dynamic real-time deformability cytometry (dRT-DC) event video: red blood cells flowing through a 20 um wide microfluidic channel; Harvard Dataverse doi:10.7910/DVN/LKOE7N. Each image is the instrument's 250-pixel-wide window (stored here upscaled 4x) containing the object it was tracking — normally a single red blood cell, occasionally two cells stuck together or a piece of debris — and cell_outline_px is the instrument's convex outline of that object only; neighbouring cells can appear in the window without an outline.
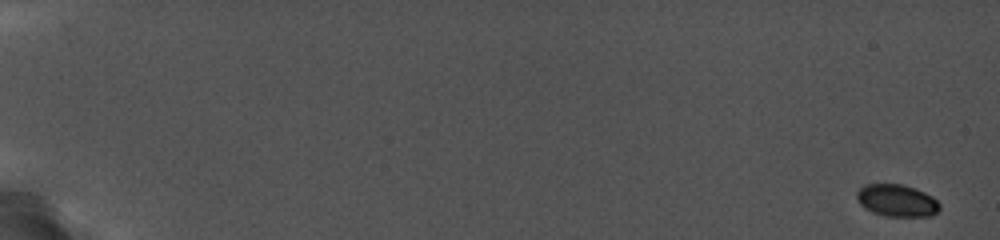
{"species": "common noctule bat (a hibernating species)", "species_latin": "Nyctalus noctula", "temperature_condition": "cold", "stored_images_in_passage": 59, "camera_frame_rate_fps": 5000, "um_per_image_px": 0.085, "animal": {"sex": "female", "body_mass_g": 19.0, "forearm_length_mm": 56.7}, "frame": {"image": 1, "passage_image": 1, "time_ms": 0.0, "image_size_px": [1000, 240], "cell_outline_px": [[940, 208], [932, 216], [888, 216], [876, 212], [860, 204], [856, 196], [856, 192], [864, 184], [900, 184], [916, 188], [932, 196], [940, 204]], "centroid_in_image_um": [76.26, 17.02], "position_along_channel_um": 8.7, "area_um2": 15.32}}
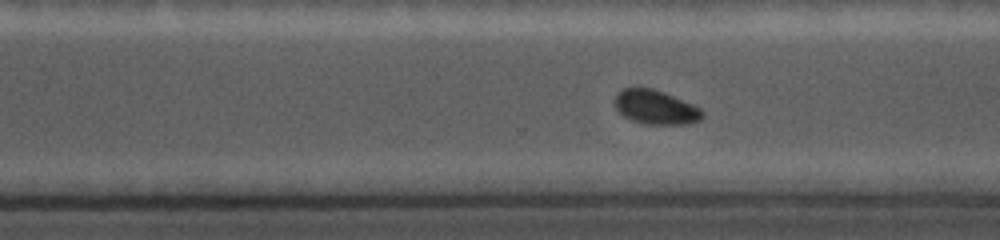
{"frame": {"image": 2, "passage_image": 53, "time_ms": 13.8, "image_size_px": [1000, 240], "cell_outline_px": [[704, 116], [700, 120], [688, 124], [648, 124], [632, 120], [624, 116], [616, 108], [616, 96], [624, 88], [652, 88], [664, 92], [692, 104], [700, 108], [704, 112]], "centroid_in_image_um": [55.77, 9.12], "position_along_channel_um": 314.8, "area_um2": 17.17}}
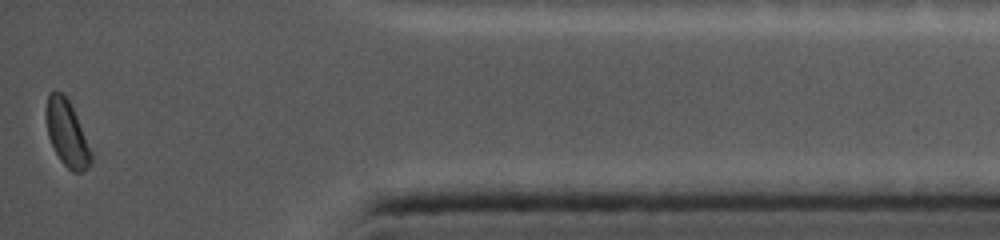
{"frame": {"image": 3, "passage_image": 59, "time_ms": 17.4, "image_size_px": [1000, 240], "cell_outline_px": [[92, 160], [80, 172], [72, 172], [60, 160], [48, 136], [48, 92], [64, 92], [76, 116], [92, 156]], "centroid_in_image_um": [5.69, 11.34], "position_along_channel_um": 429.5, "area_um2": 16.18}, "authors_computed_cell_mechanics": {"area_um2": 16.9932, "velocity_mm_per_s": 3.7402, "shape_relaxation_time_tau1_ms": 3.7343, "shape_relaxation_time_tau2_ms": null, "deformation_change_tau1": 0.0799, "deformation_change_tau2": null}}